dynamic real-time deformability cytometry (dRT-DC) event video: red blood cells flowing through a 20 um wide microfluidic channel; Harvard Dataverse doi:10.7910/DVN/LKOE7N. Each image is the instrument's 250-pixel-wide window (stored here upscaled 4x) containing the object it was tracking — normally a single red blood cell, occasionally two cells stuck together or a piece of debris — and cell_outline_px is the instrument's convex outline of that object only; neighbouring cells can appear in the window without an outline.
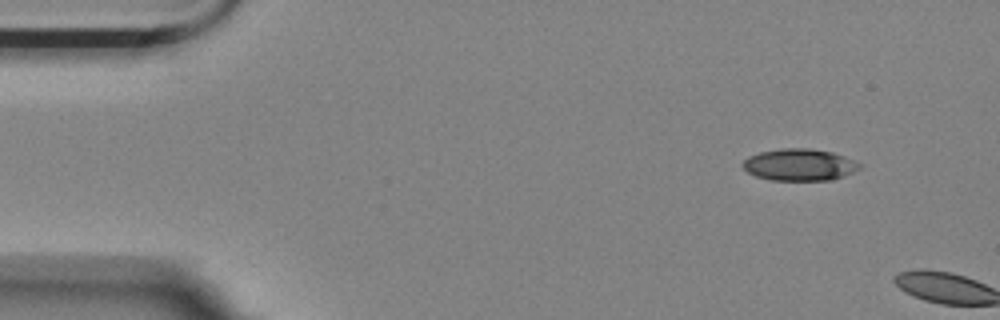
{"species": "Egyptian fruit bat (a non-hibernating species)", "species_latin": "Rousettus aegyptiacus", "temperature_condition": "room temperature", "stored_images_in_passage": 2, "camera_frame_rate_fps": 3000, "um_per_image_px": 0.085, "animal": {"sex": "female"}, "frame": {"image": 1, "passage_image": 1, "time_ms": 0.0, "image_size_px": [1000, 320], "cell_outline_px": [[864, 164], [860, 168], [844, 176], [832, 180], [772, 180], [756, 176], [748, 172], [740, 164], [748, 156], [760, 152], [780, 148], [808, 148], [832, 152], [844, 156]], "centroid_in_image_um": [67.96, 14.0], "position_along_channel_um": 17.0, "area_um2": 21.79}}